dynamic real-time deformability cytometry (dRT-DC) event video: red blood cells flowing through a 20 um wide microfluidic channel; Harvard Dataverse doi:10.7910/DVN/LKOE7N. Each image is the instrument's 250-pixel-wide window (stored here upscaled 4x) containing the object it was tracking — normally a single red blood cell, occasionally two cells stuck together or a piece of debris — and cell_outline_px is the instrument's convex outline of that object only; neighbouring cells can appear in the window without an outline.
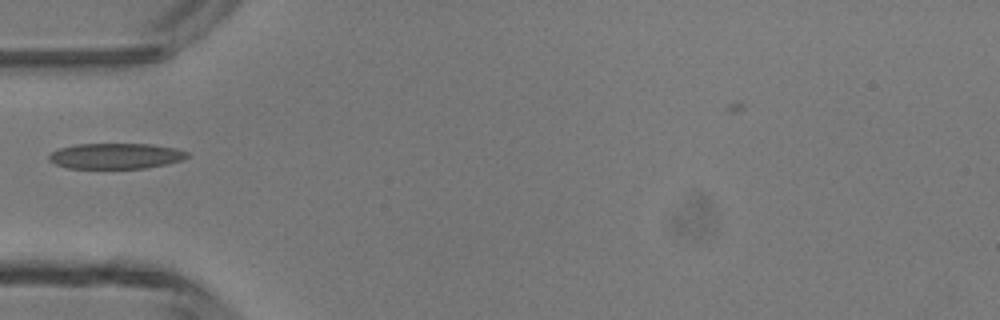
{"species": "common noctule bat (a hibernating species)", "species_latin": "Nyctalus noctula", "temperature_condition": "room temperature", "stored_images_in_passage": 28, "camera_frame_rate_fps": 3000, "um_per_image_px": 0.085, "animal": {"sex": "male", "body_mass_g": 13.3}, "frame": {"image": 1, "passage_image": 1, "time_ms": 0.0, "image_size_px": [1000, 320], "cell_outline_px": [[188, 156], [180, 160], [164, 164], [144, 168], [68, 168], [56, 164], [48, 160], [48, 156], [52, 152], [60, 148], [76, 144], [148, 144], [176, 148], [188, 152]], "centroid_in_image_um": [9.8, 13.25], "position_along_channel_um": 75.2, "area_um2": 20.4}}
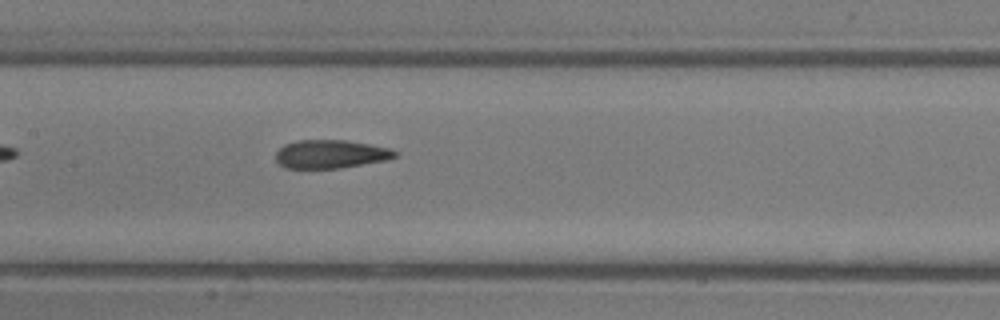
{"frame": {"image": 2, "passage_image": 8, "time_ms": 2.333, "image_size_px": [1000, 320], "cell_outline_px": [[400, 152], [396, 156], [384, 160], [340, 168], [284, 168], [276, 160], [276, 152], [284, 144], [296, 140], [344, 140], [368, 144], [388, 148]], "centroid_in_image_um": [28.07, 13.09], "position_along_channel_um": 179.3, "area_um2": 19.59}}
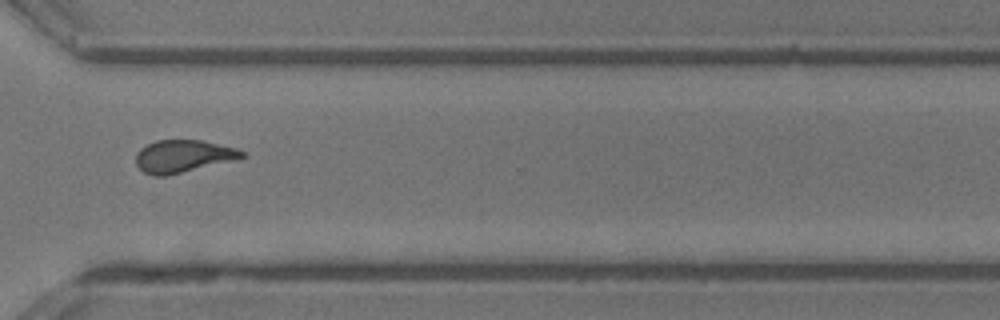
{"frame": {"image": 3, "passage_image": 20, "time_ms": 6.333, "image_size_px": [1000, 320], "cell_outline_px": [[244, 156], [232, 160], [164, 176], [152, 176], [144, 172], [136, 164], [136, 152], [140, 148], [156, 140], [200, 140], [236, 148], [244, 152]], "centroid_in_image_um": [15.49, 13.27], "position_along_channel_um": 355.1, "area_um2": 19.65}}